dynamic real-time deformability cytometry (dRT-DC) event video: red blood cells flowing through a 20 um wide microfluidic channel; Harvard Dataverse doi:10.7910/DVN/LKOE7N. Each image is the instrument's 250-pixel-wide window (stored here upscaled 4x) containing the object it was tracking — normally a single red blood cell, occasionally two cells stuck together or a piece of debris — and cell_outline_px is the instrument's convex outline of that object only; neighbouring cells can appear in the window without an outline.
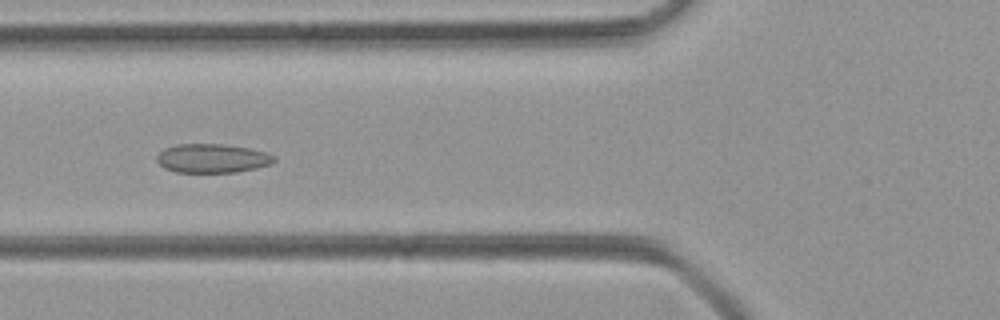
{"species": "common noctule bat (a hibernating species)", "species_latin": "Nyctalus noctula", "temperature_condition": "room temperature", "stored_images_in_passage": 42, "camera_frame_rate_fps": 3000, "um_per_image_px": 0.085, "animal": {"sex": "female", "body_mass_g": 21.9}, "frame": {"image": 1, "passage_image": 18, "time_ms": 5.667, "image_size_px": [1000, 320], "cell_outline_px": [[276, 160], [272, 164], [256, 168], [236, 172], [176, 172], [164, 168], [156, 160], [156, 156], [164, 148], [176, 144], [224, 144], [248, 148], [264, 152], [276, 156]], "centroid_in_image_um": [18.04, 13.46], "position_along_channel_um": 107.8, "area_um2": 19.83}}
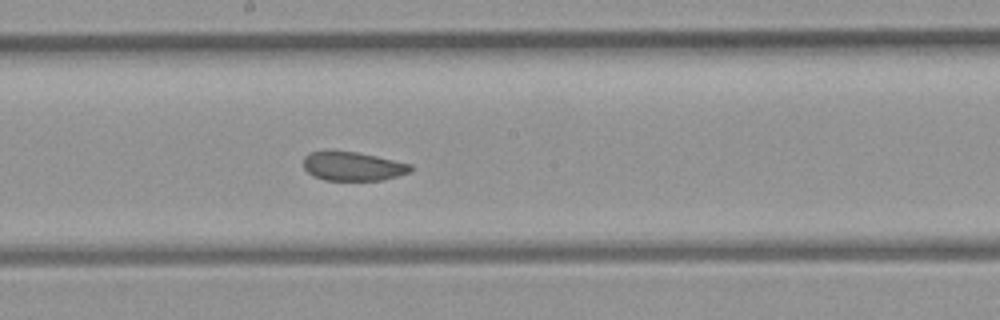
{"frame": {"image": 2, "passage_image": 26, "time_ms": 8.333, "image_size_px": [1000, 320], "cell_outline_px": [[412, 172], [380, 180], [324, 180], [312, 176], [304, 168], [304, 156], [312, 152], [328, 148], [356, 152], [376, 156], [412, 164]], "centroid_in_image_um": [29.95, 14.1], "position_along_channel_um": 218.3, "area_um2": 18.44}}
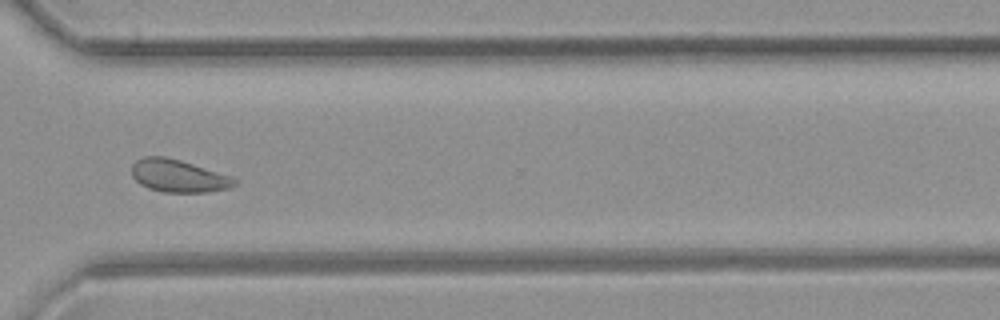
{"frame": {"image": 3, "passage_image": 36, "time_ms": 11.667, "image_size_px": [1000, 320], "cell_outline_px": [[240, 180], [232, 188], [208, 192], [164, 192], [148, 188], [140, 184], [132, 176], [132, 164], [136, 160], [144, 156], [164, 156], [180, 160], [236, 176]], "centroid_in_image_um": [15.25, 14.95], "position_along_channel_um": 355.4, "area_um2": 20.0}}